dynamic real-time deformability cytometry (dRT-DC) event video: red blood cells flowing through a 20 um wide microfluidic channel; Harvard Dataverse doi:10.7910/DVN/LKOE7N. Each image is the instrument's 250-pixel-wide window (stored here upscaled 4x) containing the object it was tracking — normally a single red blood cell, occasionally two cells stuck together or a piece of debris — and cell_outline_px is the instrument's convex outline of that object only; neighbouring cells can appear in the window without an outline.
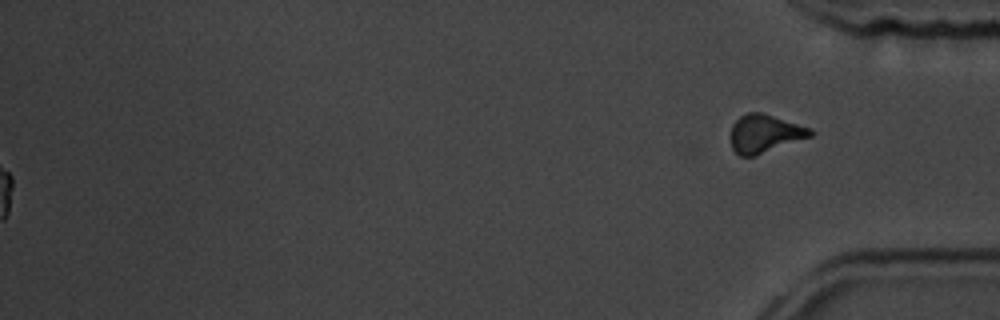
{"species": "common noctule bat (a hibernating species)", "species_latin": "Nyctalus noctula", "temperature_condition": "room temperature", "stored_images_in_passage": 58, "segment_of_instrument_passage": [2, 2], "camera_frame_rate_fps": 3000, "um_per_image_px": 0.085, "animal": {"sex": "male", "body_mass_g": 19.5, "forearm_length_mm": 54.6}, "frame": {"image": 1, "passage_image": 58, "time_ms": 19.0, "image_size_px": [1000, 320], "cell_outline_px": [[816, 132], [812, 136], [756, 156], [740, 156], [732, 148], [732, 124], [740, 116], [748, 112], [760, 112], [812, 128]], "centroid_in_image_um": [65.04, 11.36], "position_along_channel_um": 370.2, "area_um2": 17.69}}